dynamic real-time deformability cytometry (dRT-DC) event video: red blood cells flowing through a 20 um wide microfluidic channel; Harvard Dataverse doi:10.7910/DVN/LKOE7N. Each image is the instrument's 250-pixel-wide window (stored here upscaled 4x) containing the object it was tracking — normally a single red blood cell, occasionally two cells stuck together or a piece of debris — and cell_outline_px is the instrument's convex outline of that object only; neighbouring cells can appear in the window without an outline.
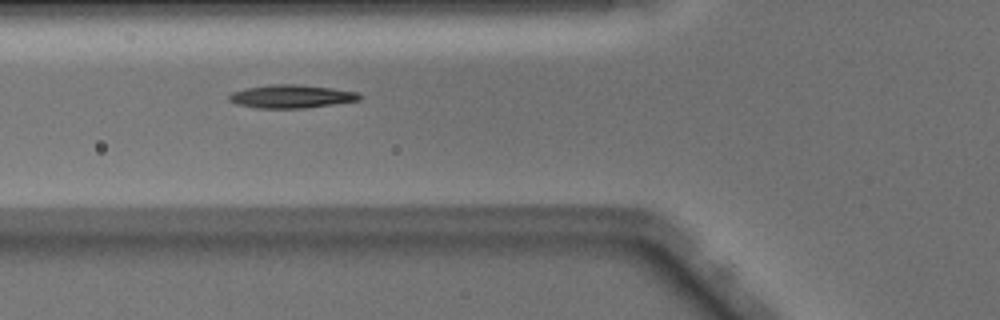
{"species": "Egyptian fruit bat (a non-hibernating species)", "species_latin": "Rousettus aegyptiacus", "temperature_condition": "warm", "stored_images_in_passage": 34, "camera_frame_rate_fps": 3000, "um_per_image_px": 0.085, "animal": {"sex": "male"}, "frame": {"image": 1, "passage_image": 3, "time_ms": 0.667, "image_size_px": [1000, 320], "cell_outline_px": [[360, 100], [304, 108], [256, 108], [236, 104], [228, 100], [228, 96], [232, 92], [244, 88], [268, 84], [300, 84], [332, 88], [360, 92]], "centroid_in_image_um": [24.73, 8.18], "position_along_channel_um": 101.1, "area_um2": 17.8}}
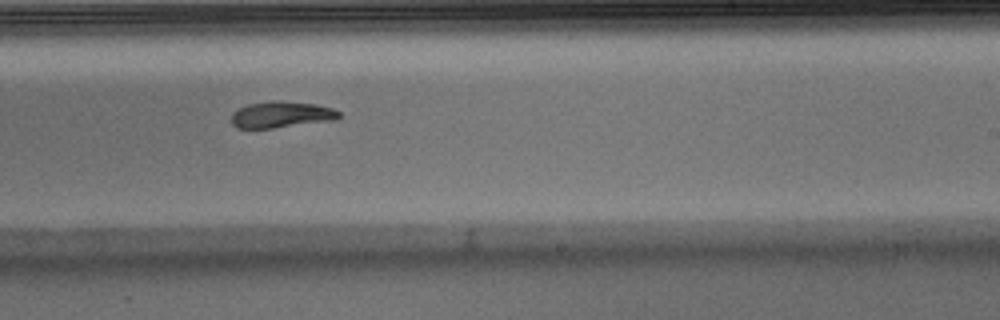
{"frame": {"image": 2, "passage_image": 15, "time_ms": 4.667, "image_size_px": [1000, 320], "cell_outline_px": [[340, 116], [336, 120], [272, 128], [236, 128], [232, 124], [232, 112], [248, 104], [276, 100], [316, 104], [332, 108], [340, 112]], "centroid_in_image_um": [23.92, 9.74], "position_along_channel_um": 265.1, "area_um2": 16.47}}
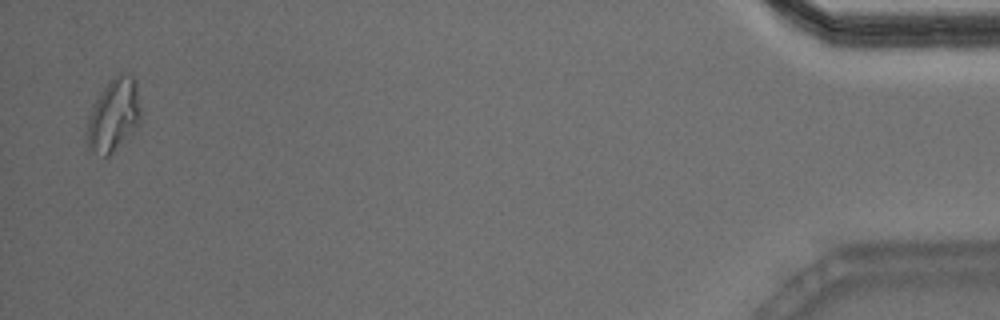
{"frame": {"image": 3, "passage_image": 33, "time_ms": 10.667, "image_size_px": [1000, 320], "cell_outline_px": [[140, 128], [108, 156], [104, 156], [88, 152], [88, 116], [92, 104], [108, 80], [120, 72], [128, 72], [136, 80], [140, 104]], "centroid_in_image_um": [9.69, 9.77], "position_along_channel_um": 425.5, "area_um2": 23.52}}